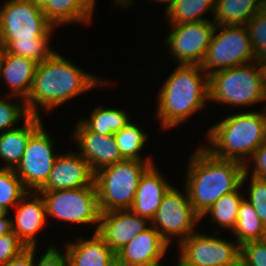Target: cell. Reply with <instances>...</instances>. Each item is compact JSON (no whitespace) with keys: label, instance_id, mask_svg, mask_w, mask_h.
<instances>
[{"label":"cell","instance_id":"obj_24","mask_svg":"<svg viewBox=\"0 0 266 266\" xmlns=\"http://www.w3.org/2000/svg\"><path fill=\"white\" fill-rule=\"evenodd\" d=\"M264 0H216L213 22L216 25H246L263 8Z\"/></svg>","mask_w":266,"mask_h":266},{"label":"cell","instance_id":"obj_8","mask_svg":"<svg viewBox=\"0 0 266 266\" xmlns=\"http://www.w3.org/2000/svg\"><path fill=\"white\" fill-rule=\"evenodd\" d=\"M42 196L46 216L69 222L70 224H93L97 232L100 220V209L95 184L82 188L39 192Z\"/></svg>","mask_w":266,"mask_h":266},{"label":"cell","instance_id":"obj_34","mask_svg":"<svg viewBox=\"0 0 266 266\" xmlns=\"http://www.w3.org/2000/svg\"><path fill=\"white\" fill-rule=\"evenodd\" d=\"M248 197L245 199L254 207L259 219L266 226V179L250 175Z\"/></svg>","mask_w":266,"mask_h":266},{"label":"cell","instance_id":"obj_33","mask_svg":"<svg viewBox=\"0 0 266 266\" xmlns=\"http://www.w3.org/2000/svg\"><path fill=\"white\" fill-rule=\"evenodd\" d=\"M9 97H11V99L18 98L7 94L5 98L2 96L0 97V133L17 128L16 124L20 122V120L24 122L31 116L27 110L25 101L12 103L8 100Z\"/></svg>","mask_w":266,"mask_h":266},{"label":"cell","instance_id":"obj_9","mask_svg":"<svg viewBox=\"0 0 266 266\" xmlns=\"http://www.w3.org/2000/svg\"><path fill=\"white\" fill-rule=\"evenodd\" d=\"M200 221V216L194 211L186 188L180 192L172 186L157 208L151 226L171 246L174 238H177V245H179L184 239L197 232L196 227Z\"/></svg>","mask_w":266,"mask_h":266},{"label":"cell","instance_id":"obj_43","mask_svg":"<svg viewBox=\"0 0 266 266\" xmlns=\"http://www.w3.org/2000/svg\"><path fill=\"white\" fill-rule=\"evenodd\" d=\"M152 2H156V3H159V4H166L165 6V12L168 11V9L173 5V3L176 1V0H150Z\"/></svg>","mask_w":266,"mask_h":266},{"label":"cell","instance_id":"obj_32","mask_svg":"<svg viewBox=\"0 0 266 266\" xmlns=\"http://www.w3.org/2000/svg\"><path fill=\"white\" fill-rule=\"evenodd\" d=\"M255 61L266 67V10L262 8L246 24Z\"/></svg>","mask_w":266,"mask_h":266},{"label":"cell","instance_id":"obj_2","mask_svg":"<svg viewBox=\"0 0 266 266\" xmlns=\"http://www.w3.org/2000/svg\"><path fill=\"white\" fill-rule=\"evenodd\" d=\"M188 161L184 187L200 217L223 195L241 189L248 180L244 164L217 158L204 146L196 148Z\"/></svg>","mask_w":266,"mask_h":266},{"label":"cell","instance_id":"obj_14","mask_svg":"<svg viewBox=\"0 0 266 266\" xmlns=\"http://www.w3.org/2000/svg\"><path fill=\"white\" fill-rule=\"evenodd\" d=\"M71 139L77 144L78 153L88 162L93 173L125 160L120 153L114 135H99L90 131L80 120L74 127Z\"/></svg>","mask_w":266,"mask_h":266},{"label":"cell","instance_id":"obj_3","mask_svg":"<svg viewBox=\"0 0 266 266\" xmlns=\"http://www.w3.org/2000/svg\"><path fill=\"white\" fill-rule=\"evenodd\" d=\"M160 87L156 120L170 129L204 109L209 101V75L200 65L178 64Z\"/></svg>","mask_w":266,"mask_h":266},{"label":"cell","instance_id":"obj_5","mask_svg":"<svg viewBox=\"0 0 266 266\" xmlns=\"http://www.w3.org/2000/svg\"><path fill=\"white\" fill-rule=\"evenodd\" d=\"M229 107L266 101V67L254 61L209 75V102Z\"/></svg>","mask_w":266,"mask_h":266},{"label":"cell","instance_id":"obj_30","mask_svg":"<svg viewBox=\"0 0 266 266\" xmlns=\"http://www.w3.org/2000/svg\"><path fill=\"white\" fill-rule=\"evenodd\" d=\"M55 28L54 26L43 37H33V40H12L5 47V50L8 53L32 59L36 63H41L55 52V49L49 45L50 37H52L51 33Z\"/></svg>","mask_w":266,"mask_h":266},{"label":"cell","instance_id":"obj_26","mask_svg":"<svg viewBox=\"0 0 266 266\" xmlns=\"http://www.w3.org/2000/svg\"><path fill=\"white\" fill-rule=\"evenodd\" d=\"M216 0H176L164 12L169 24H181L209 20L204 14L210 12L214 17Z\"/></svg>","mask_w":266,"mask_h":266},{"label":"cell","instance_id":"obj_36","mask_svg":"<svg viewBox=\"0 0 266 266\" xmlns=\"http://www.w3.org/2000/svg\"><path fill=\"white\" fill-rule=\"evenodd\" d=\"M26 248L27 246L13 230L4 236H0V266L6 264Z\"/></svg>","mask_w":266,"mask_h":266},{"label":"cell","instance_id":"obj_38","mask_svg":"<svg viewBox=\"0 0 266 266\" xmlns=\"http://www.w3.org/2000/svg\"><path fill=\"white\" fill-rule=\"evenodd\" d=\"M250 160L253 161L252 165L254 167L250 166ZM244 167L247 176L252 175L257 178L266 179V141L253 153L249 162H247Z\"/></svg>","mask_w":266,"mask_h":266},{"label":"cell","instance_id":"obj_6","mask_svg":"<svg viewBox=\"0 0 266 266\" xmlns=\"http://www.w3.org/2000/svg\"><path fill=\"white\" fill-rule=\"evenodd\" d=\"M154 161L123 160L94 173L100 212L129 210L143 173Z\"/></svg>","mask_w":266,"mask_h":266},{"label":"cell","instance_id":"obj_17","mask_svg":"<svg viewBox=\"0 0 266 266\" xmlns=\"http://www.w3.org/2000/svg\"><path fill=\"white\" fill-rule=\"evenodd\" d=\"M14 208L12 230L27 247H37L38 233L48 222L42 196L39 192L28 191Z\"/></svg>","mask_w":266,"mask_h":266},{"label":"cell","instance_id":"obj_7","mask_svg":"<svg viewBox=\"0 0 266 266\" xmlns=\"http://www.w3.org/2000/svg\"><path fill=\"white\" fill-rule=\"evenodd\" d=\"M254 61L255 54L246 25H216L205 58L200 66L206 74L210 75L219 70Z\"/></svg>","mask_w":266,"mask_h":266},{"label":"cell","instance_id":"obj_12","mask_svg":"<svg viewBox=\"0 0 266 266\" xmlns=\"http://www.w3.org/2000/svg\"><path fill=\"white\" fill-rule=\"evenodd\" d=\"M42 124L29 138L20 163L14 169L27 191L38 192L47 182L59 154L55 140Z\"/></svg>","mask_w":266,"mask_h":266},{"label":"cell","instance_id":"obj_27","mask_svg":"<svg viewBox=\"0 0 266 266\" xmlns=\"http://www.w3.org/2000/svg\"><path fill=\"white\" fill-rule=\"evenodd\" d=\"M231 234L239 245L249 241L263 240L265 236V226L254 207L245 198L239 206L237 223Z\"/></svg>","mask_w":266,"mask_h":266},{"label":"cell","instance_id":"obj_1","mask_svg":"<svg viewBox=\"0 0 266 266\" xmlns=\"http://www.w3.org/2000/svg\"><path fill=\"white\" fill-rule=\"evenodd\" d=\"M65 58L55 51L47 60L37 64L31 91L25 100L31 115L40 117L41 110L45 109L47 114L71 98L104 83L108 85L104 79L85 72Z\"/></svg>","mask_w":266,"mask_h":266},{"label":"cell","instance_id":"obj_19","mask_svg":"<svg viewBox=\"0 0 266 266\" xmlns=\"http://www.w3.org/2000/svg\"><path fill=\"white\" fill-rule=\"evenodd\" d=\"M153 163L142 175L130 211L147 218L150 222L154 218L164 195L173 186L159 172Z\"/></svg>","mask_w":266,"mask_h":266},{"label":"cell","instance_id":"obj_44","mask_svg":"<svg viewBox=\"0 0 266 266\" xmlns=\"http://www.w3.org/2000/svg\"><path fill=\"white\" fill-rule=\"evenodd\" d=\"M7 214H10L5 208H3L1 205H0V218H3L5 217Z\"/></svg>","mask_w":266,"mask_h":266},{"label":"cell","instance_id":"obj_28","mask_svg":"<svg viewBox=\"0 0 266 266\" xmlns=\"http://www.w3.org/2000/svg\"><path fill=\"white\" fill-rule=\"evenodd\" d=\"M240 192L238 188L232 193L223 195L201 215L200 220L210 216L211 223H216L221 228H230L232 232L237 223L239 206L245 198Z\"/></svg>","mask_w":266,"mask_h":266},{"label":"cell","instance_id":"obj_4","mask_svg":"<svg viewBox=\"0 0 266 266\" xmlns=\"http://www.w3.org/2000/svg\"><path fill=\"white\" fill-rule=\"evenodd\" d=\"M206 132L209 144L204 147L215 157L245 165L266 141V106L262 111L229 114Z\"/></svg>","mask_w":266,"mask_h":266},{"label":"cell","instance_id":"obj_48","mask_svg":"<svg viewBox=\"0 0 266 266\" xmlns=\"http://www.w3.org/2000/svg\"><path fill=\"white\" fill-rule=\"evenodd\" d=\"M96 0H93V6H94V9H95V6H96Z\"/></svg>","mask_w":266,"mask_h":266},{"label":"cell","instance_id":"obj_29","mask_svg":"<svg viewBox=\"0 0 266 266\" xmlns=\"http://www.w3.org/2000/svg\"><path fill=\"white\" fill-rule=\"evenodd\" d=\"M121 156L126 160L153 161L150 156L146 158L140 154L148 140V134L133 121L129 122L120 131L113 134Z\"/></svg>","mask_w":266,"mask_h":266},{"label":"cell","instance_id":"obj_22","mask_svg":"<svg viewBox=\"0 0 266 266\" xmlns=\"http://www.w3.org/2000/svg\"><path fill=\"white\" fill-rule=\"evenodd\" d=\"M65 245L68 266H108L116 255L97 232Z\"/></svg>","mask_w":266,"mask_h":266},{"label":"cell","instance_id":"obj_10","mask_svg":"<svg viewBox=\"0 0 266 266\" xmlns=\"http://www.w3.org/2000/svg\"><path fill=\"white\" fill-rule=\"evenodd\" d=\"M218 233L191 234L178 245L177 262L181 266H239L240 245L216 236Z\"/></svg>","mask_w":266,"mask_h":266},{"label":"cell","instance_id":"obj_25","mask_svg":"<svg viewBox=\"0 0 266 266\" xmlns=\"http://www.w3.org/2000/svg\"><path fill=\"white\" fill-rule=\"evenodd\" d=\"M130 119L128 112L124 109L97 106L92 110L89 118L84 117L80 121L90 131L99 135H113L131 122Z\"/></svg>","mask_w":266,"mask_h":266},{"label":"cell","instance_id":"obj_37","mask_svg":"<svg viewBox=\"0 0 266 266\" xmlns=\"http://www.w3.org/2000/svg\"><path fill=\"white\" fill-rule=\"evenodd\" d=\"M36 250L37 248L34 247V266H68L66 252L62 253L55 244L47 246L44 253L37 259L38 261L36 260Z\"/></svg>","mask_w":266,"mask_h":266},{"label":"cell","instance_id":"obj_15","mask_svg":"<svg viewBox=\"0 0 266 266\" xmlns=\"http://www.w3.org/2000/svg\"><path fill=\"white\" fill-rule=\"evenodd\" d=\"M151 226V222L130 210H115L100 214L97 233L116 254L138 234Z\"/></svg>","mask_w":266,"mask_h":266},{"label":"cell","instance_id":"obj_46","mask_svg":"<svg viewBox=\"0 0 266 266\" xmlns=\"http://www.w3.org/2000/svg\"><path fill=\"white\" fill-rule=\"evenodd\" d=\"M263 8L266 10V0L263 2Z\"/></svg>","mask_w":266,"mask_h":266},{"label":"cell","instance_id":"obj_42","mask_svg":"<svg viewBox=\"0 0 266 266\" xmlns=\"http://www.w3.org/2000/svg\"><path fill=\"white\" fill-rule=\"evenodd\" d=\"M133 0H114L113 4H117L116 6H119V8L122 6L124 8H128L133 4Z\"/></svg>","mask_w":266,"mask_h":266},{"label":"cell","instance_id":"obj_13","mask_svg":"<svg viewBox=\"0 0 266 266\" xmlns=\"http://www.w3.org/2000/svg\"><path fill=\"white\" fill-rule=\"evenodd\" d=\"M169 26L172 29L165 39L169 54L178 64L201 65L216 27L213 18Z\"/></svg>","mask_w":266,"mask_h":266},{"label":"cell","instance_id":"obj_47","mask_svg":"<svg viewBox=\"0 0 266 266\" xmlns=\"http://www.w3.org/2000/svg\"><path fill=\"white\" fill-rule=\"evenodd\" d=\"M263 240L266 242V226H265V236H264Z\"/></svg>","mask_w":266,"mask_h":266},{"label":"cell","instance_id":"obj_40","mask_svg":"<svg viewBox=\"0 0 266 266\" xmlns=\"http://www.w3.org/2000/svg\"><path fill=\"white\" fill-rule=\"evenodd\" d=\"M8 217V218H7ZM12 230L11 217L7 214L5 217L0 218V236H4Z\"/></svg>","mask_w":266,"mask_h":266},{"label":"cell","instance_id":"obj_39","mask_svg":"<svg viewBox=\"0 0 266 266\" xmlns=\"http://www.w3.org/2000/svg\"><path fill=\"white\" fill-rule=\"evenodd\" d=\"M2 266H34V247H27Z\"/></svg>","mask_w":266,"mask_h":266},{"label":"cell","instance_id":"obj_18","mask_svg":"<svg viewBox=\"0 0 266 266\" xmlns=\"http://www.w3.org/2000/svg\"><path fill=\"white\" fill-rule=\"evenodd\" d=\"M171 247L161 234L150 226L127 243L116 255L130 266H163L162 259Z\"/></svg>","mask_w":266,"mask_h":266},{"label":"cell","instance_id":"obj_21","mask_svg":"<svg viewBox=\"0 0 266 266\" xmlns=\"http://www.w3.org/2000/svg\"><path fill=\"white\" fill-rule=\"evenodd\" d=\"M37 64L32 59L5 50L0 68V80L3 78L2 80L10 87V92L7 93L9 96L19 97L20 101L28 98Z\"/></svg>","mask_w":266,"mask_h":266},{"label":"cell","instance_id":"obj_35","mask_svg":"<svg viewBox=\"0 0 266 266\" xmlns=\"http://www.w3.org/2000/svg\"><path fill=\"white\" fill-rule=\"evenodd\" d=\"M239 266H266V242L257 240L240 245Z\"/></svg>","mask_w":266,"mask_h":266},{"label":"cell","instance_id":"obj_41","mask_svg":"<svg viewBox=\"0 0 266 266\" xmlns=\"http://www.w3.org/2000/svg\"><path fill=\"white\" fill-rule=\"evenodd\" d=\"M108 266H130L125 261L120 259L117 255L111 260Z\"/></svg>","mask_w":266,"mask_h":266},{"label":"cell","instance_id":"obj_31","mask_svg":"<svg viewBox=\"0 0 266 266\" xmlns=\"http://www.w3.org/2000/svg\"><path fill=\"white\" fill-rule=\"evenodd\" d=\"M28 191L14 169L0 168V205L8 212L14 210L21 198Z\"/></svg>","mask_w":266,"mask_h":266},{"label":"cell","instance_id":"obj_45","mask_svg":"<svg viewBox=\"0 0 266 266\" xmlns=\"http://www.w3.org/2000/svg\"><path fill=\"white\" fill-rule=\"evenodd\" d=\"M4 52H5V47L0 43V68Z\"/></svg>","mask_w":266,"mask_h":266},{"label":"cell","instance_id":"obj_11","mask_svg":"<svg viewBox=\"0 0 266 266\" xmlns=\"http://www.w3.org/2000/svg\"><path fill=\"white\" fill-rule=\"evenodd\" d=\"M53 27L42 9L29 0H7L0 7V43L4 47L12 40L43 37Z\"/></svg>","mask_w":266,"mask_h":266},{"label":"cell","instance_id":"obj_23","mask_svg":"<svg viewBox=\"0 0 266 266\" xmlns=\"http://www.w3.org/2000/svg\"><path fill=\"white\" fill-rule=\"evenodd\" d=\"M42 116L31 115L22 126L0 133V168L15 169L20 163L30 136L42 125Z\"/></svg>","mask_w":266,"mask_h":266},{"label":"cell","instance_id":"obj_20","mask_svg":"<svg viewBox=\"0 0 266 266\" xmlns=\"http://www.w3.org/2000/svg\"><path fill=\"white\" fill-rule=\"evenodd\" d=\"M42 9L55 26L65 24H91L94 14L93 0H29Z\"/></svg>","mask_w":266,"mask_h":266},{"label":"cell","instance_id":"obj_16","mask_svg":"<svg viewBox=\"0 0 266 266\" xmlns=\"http://www.w3.org/2000/svg\"><path fill=\"white\" fill-rule=\"evenodd\" d=\"M94 185V173L78 152L59 153L46 184L38 192Z\"/></svg>","mask_w":266,"mask_h":266}]
</instances>
